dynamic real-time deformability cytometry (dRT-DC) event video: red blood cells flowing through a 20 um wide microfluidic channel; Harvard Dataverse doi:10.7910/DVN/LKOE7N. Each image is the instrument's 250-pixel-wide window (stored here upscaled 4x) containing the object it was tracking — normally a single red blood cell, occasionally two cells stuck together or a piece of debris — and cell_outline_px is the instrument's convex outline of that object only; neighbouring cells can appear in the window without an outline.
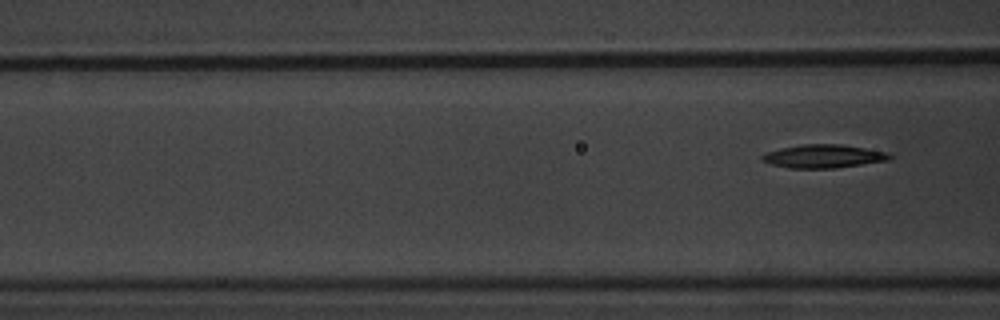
{"species": "common noctule bat (a hibernating species)", "species_latin": "Nyctalus noctula", "temperature_condition": "warm", "stored_images_in_passage": 7, "camera_frame_rate_fps": 3000, "um_per_image_px": 0.085, "animal": {"sex": "male", "body_mass_g": 20.1, "forearm_length_mm": 53.5}, "frame": {"image": 1, "passage_image": 7, "time_ms": 9.333, "image_size_px": [1000, 320], "cell_outline_px": [[892, 156], [888, 160], [836, 168], [788, 168], [772, 164], [760, 160], [760, 156], [768, 152], [780, 148], [804, 144], [840, 144], [888, 152]], "centroid_in_image_um": [69.97, 13.28], "position_along_channel_um": 96.6, "area_um2": 17.22}}